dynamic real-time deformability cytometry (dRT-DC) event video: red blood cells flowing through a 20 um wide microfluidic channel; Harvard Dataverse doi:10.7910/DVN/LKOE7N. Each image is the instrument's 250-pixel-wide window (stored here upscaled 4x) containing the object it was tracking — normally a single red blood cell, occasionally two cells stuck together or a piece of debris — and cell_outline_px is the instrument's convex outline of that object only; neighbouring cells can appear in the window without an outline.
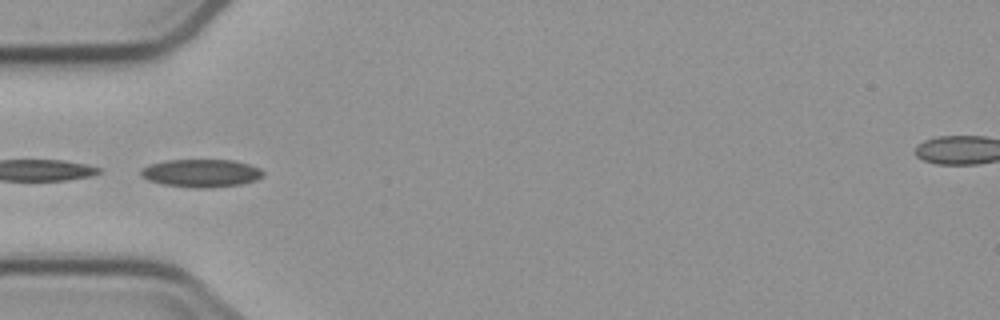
{"species": "common noctule bat (a hibernating species)", "species_latin": "Nyctalus noctula", "temperature_condition": "cold", "stored_images_in_passage": 4, "camera_frame_rate_fps": 3000, "um_per_image_px": 0.085, "animal": {"sex": "male", "body_mass_g": 23.1, "forearm_length_mm": 52.7}, "frame": {"image": 1, "passage_image": 4, "time_ms": 3.667, "image_size_px": [1000, 320], "cell_outline_px": [[264, 176], [256, 180], [240, 184], [212, 188], [192, 188], [164, 184], [148, 180], [140, 176], [140, 168], [148, 164], [164, 160], [236, 160], [260, 168], [264, 172]], "centroid_in_image_um": [17.08, 14.71], "position_along_channel_um": 67.9, "area_um2": 20.17}}